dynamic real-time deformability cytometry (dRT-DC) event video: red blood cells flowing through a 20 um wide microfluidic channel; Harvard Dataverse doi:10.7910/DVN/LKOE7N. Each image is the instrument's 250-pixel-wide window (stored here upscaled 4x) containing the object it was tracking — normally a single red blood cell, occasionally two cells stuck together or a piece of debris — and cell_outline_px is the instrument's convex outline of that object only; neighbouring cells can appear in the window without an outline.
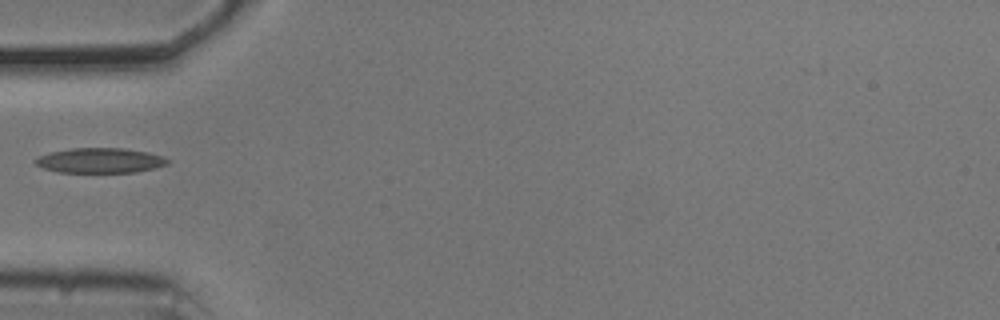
{"species": "common noctule bat (a hibernating species)", "species_latin": "Nyctalus noctula", "temperature_condition": "cold", "stored_images_in_passage": 37, "camera_frame_rate_fps": 3000, "um_per_image_px": 0.085, "animal": {"sex": "male", "body_mass_g": 20.5, "forearm_length_mm": 52.5}, "frame": {"image": 1, "passage_image": 1, "time_ms": 0.0, "image_size_px": [1000, 320], "cell_outline_px": [[172, 160], [168, 164], [156, 168], [136, 172], [56, 172], [44, 168], [36, 164], [32, 160], [36, 156], [52, 152], [72, 148], [124, 148], [148, 152], [164, 156]], "centroid_in_image_um": [8.54, 13.64], "position_along_channel_um": 76.5, "area_um2": 19.48}}
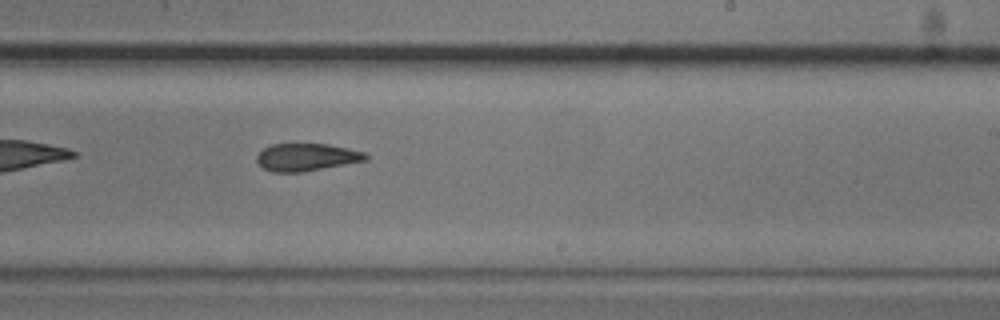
{"frame": {"image": 2, "passage_image": 16, "time_ms": 5.0, "image_size_px": [1000, 320], "cell_outline_px": [[368, 160], [304, 172], [272, 172], [264, 168], [256, 160], [256, 156], [264, 148], [272, 144], [328, 144], [348, 148], [364, 152], [368, 156]], "centroid_in_image_um": [26.07, 13.36], "position_along_channel_um": 262.9, "area_um2": 17.46}}
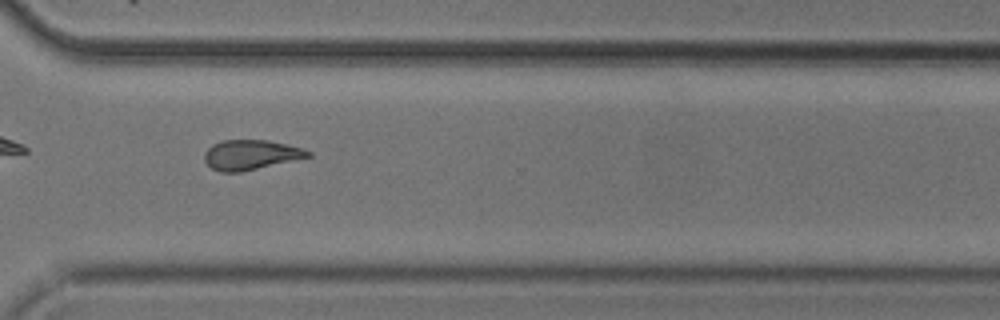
{"frame": {"image": 3, "passage_image": 23, "time_ms": 7.333, "image_size_px": [1000, 320], "cell_outline_px": [[312, 156], [240, 172], [220, 172], [212, 168], [204, 160], [204, 152], [212, 144], [220, 140], [268, 140], [304, 148], [312, 152]], "centroid_in_image_um": [21.31, 13.15], "position_along_channel_um": 349.3, "area_um2": 18.03}}